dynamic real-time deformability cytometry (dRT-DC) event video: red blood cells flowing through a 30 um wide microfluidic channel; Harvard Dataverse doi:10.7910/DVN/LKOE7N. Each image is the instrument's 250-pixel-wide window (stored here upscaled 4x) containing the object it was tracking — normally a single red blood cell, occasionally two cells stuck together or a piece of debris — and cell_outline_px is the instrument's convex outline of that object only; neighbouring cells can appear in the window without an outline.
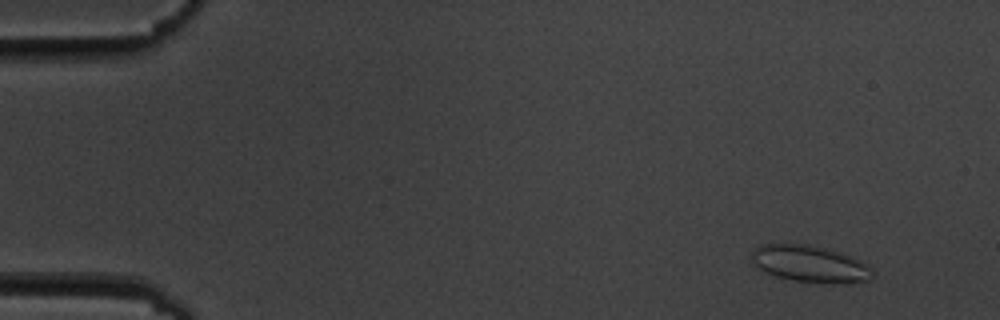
{"species": "common noctule bat (a hibernating species)", "species_latin": "Nyctalus noctula", "temperature_condition": "cold", "stored_images_in_passage": 8, "camera_frame_rate_fps": 3000, "um_per_image_px": 0.085, "animal": {"sex": "male", "body_mass_g": 19.5, "forearm_length_mm": 54.6}, "frame": {"image": 1, "passage_image": 2, "time_ms": 1.0, "image_size_px": [1000, 320], "cell_outline_px": [[872, 276], [868, 280], [848, 284], [832, 284], [792, 280], [776, 276], [764, 272], [756, 268], [752, 264], [752, 248], [760, 244], [812, 244], [840, 252], [868, 264], [872, 272]], "centroid_in_image_um": [68.81, 22.43], "position_along_channel_um": 16.2, "area_um2": 26.3}}
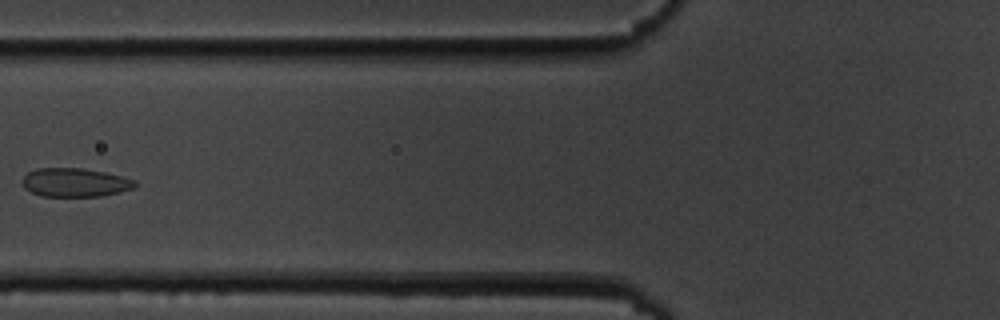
{"frame": {"image": 2, "passage_image": 7, "time_ms": 7.0, "image_size_px": [1000, 320], "cell_outline_px": [[136, 184], [132, 188], [120, 192], [100, 196], [40, 196], [24, 188], [20, 180], [28, 172], [36, 168], [84, 168], [104, 172], [136, 180]], "centroid_in_image_um": [6.33, 15.5], "position_along_channel_um": 119.5, "area_um2": 18.84}}
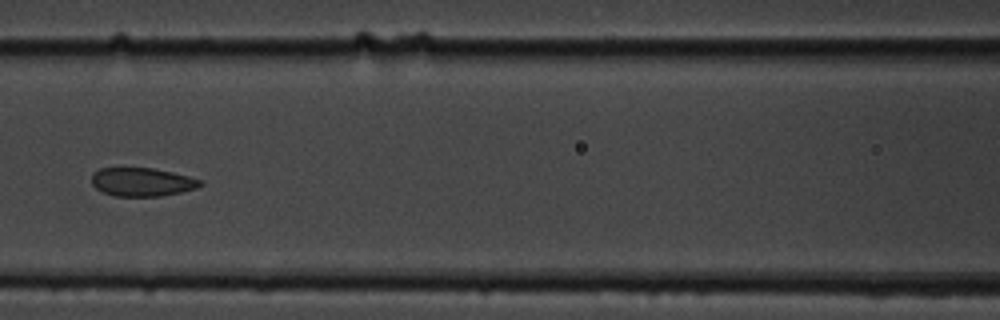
{"frame": {"image": 3, "passage_image": 8, "time_ms": 8.0, "image_size_px": [1000, 320], "cell_outline_px": [[204, 184], [196, 188], [184, 192], [160, 196], [112, 196], [96, 188], [92, 184], [92, 172], [100, 168], [152, 168], [172, 172], [188, 176], [200, 180]], "centroid_in_image_um": [12.07, 15.47], "position_along_channel_um": 154.5, "area_um2": 18.09}}